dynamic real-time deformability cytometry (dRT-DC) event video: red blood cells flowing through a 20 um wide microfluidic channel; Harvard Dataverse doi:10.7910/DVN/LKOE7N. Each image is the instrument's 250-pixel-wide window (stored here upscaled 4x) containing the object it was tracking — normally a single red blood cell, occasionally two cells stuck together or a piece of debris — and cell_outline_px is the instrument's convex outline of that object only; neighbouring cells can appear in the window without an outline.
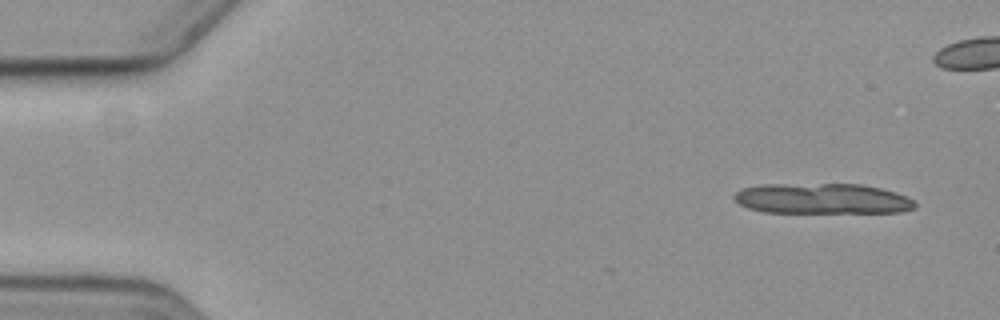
{"species": "common noctule bat (a hibernating species)", "species_latin": "Nyctalus noctula", "temperature_condition": "cold", "stored_images_in_passage": 6, "camera_frame_rate_fps": 3000, "um_per_image_px": 0.085, "animal": {"sex": "female", "body_mass_g": 19.3, "forearm_length_mm": 54.1}, "frame": {"image": 1, "passage_image": 2, "time_ms": 1.0, "image_size_px": [1000, 320], "cell_outline_px": [[916, 208], [900, 212], [764, 212], [748, 208], [740, 204], [732, 196], [736, 192], [744, 188], [764, 184], [860, 184], [880, 188], [896, 192], [908, 196], [916, 204]], "centroid_in_image_um": [69.92, 16.88], "position_along_channel_um": 15.1, "area_um2": 32.02}}